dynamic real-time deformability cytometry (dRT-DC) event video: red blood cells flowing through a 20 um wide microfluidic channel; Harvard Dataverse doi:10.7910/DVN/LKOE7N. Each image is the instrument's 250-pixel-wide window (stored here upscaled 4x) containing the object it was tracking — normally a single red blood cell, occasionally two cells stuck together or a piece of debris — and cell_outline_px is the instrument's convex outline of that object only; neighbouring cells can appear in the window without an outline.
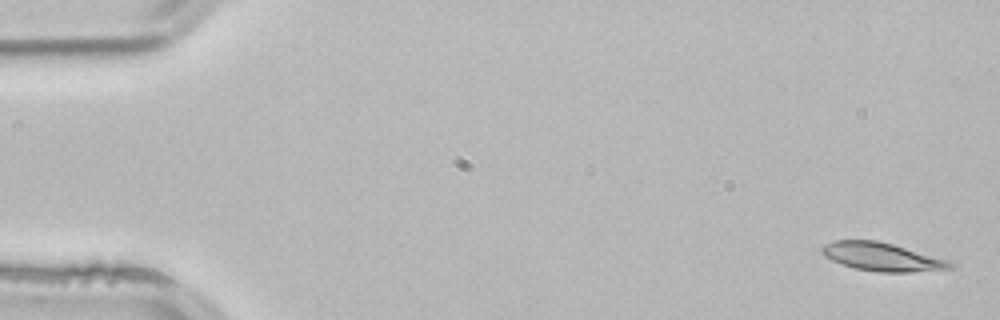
{"species": "common noctule bat (a hibernating species)", "species_latin": "Nyctalus noctula", "temperature_condition": "room temperature", "stored_images_in_passage": 4, "segment_of_instrument_passage": [1, 2], "camera_frame_rate_fps": 3000, "um_per_image_px": 0.085, "animal": {"sex": "male", "body_mass_g": 21.5, "forearm_length_mm": 52.0}, "frame": {"image": 1, "passage_image": 1, "time_ms": 0.0, "image_size_px": [1000, 320], "cell_outline_px": [[956, 264], [952, 268], [912, 272], [876, 272], [856, 268], [840, 264], [824, 256], [820, 252], [820, 248], [824, 244], [836, 240], [876, 240], [892, 244], [948, 260]], "centroid_in_image_um": [74.93, 21.83], "position_along_channel_um": 10.1, "area_um2": 21.1}}